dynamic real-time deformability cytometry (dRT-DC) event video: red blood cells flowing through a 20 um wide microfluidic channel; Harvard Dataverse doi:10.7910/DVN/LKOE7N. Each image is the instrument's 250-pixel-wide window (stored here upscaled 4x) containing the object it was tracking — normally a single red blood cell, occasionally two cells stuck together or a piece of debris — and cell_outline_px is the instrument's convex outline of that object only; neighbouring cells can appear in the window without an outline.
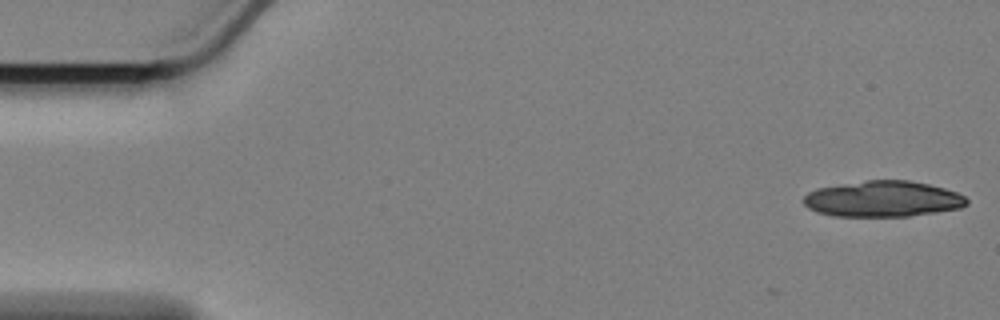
{"species": "Egyptian fruit bat (a non-hibernating species)", "species_latin": "Rousettus aegyptiacus", "temperature_condition": "cold", "stored_images_in_passage": 26, "camera_frame_rate_fps": 3000, "um_per_image_px": 0.085, "animal": {"sex": "female"}, "frame": {"image": 1, "passage_image": 1, "time_ms": 0.0, "image_size_px": [1000, 320], "cell_outline_px": [[968, 204], [960, 208], [936, 212], [908, 216], [832, 216], [816, 212], [808, 208], [804, 204], [804, 196], [808, 192], [816, 188], [868, 180], [908, 180], [928, 184], [944, 188], [956, 192], [964, 196], [968, 200]], "centroid_in_image_um": [75.03, 16.91], "position_along_channel_um": 10.0, "area_um2": 34.1}}
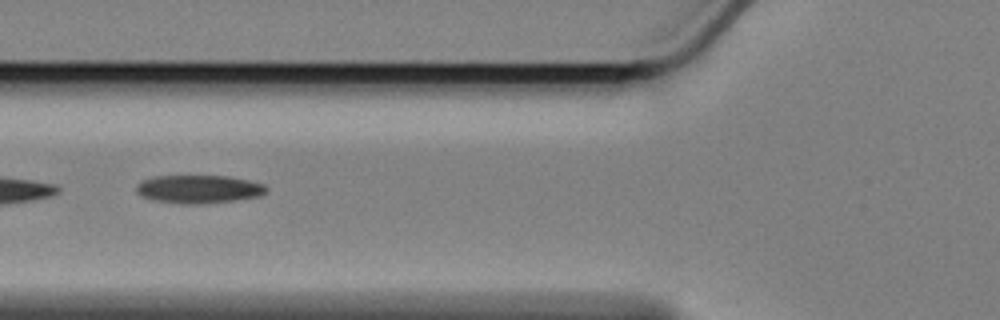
{"frame": {"image": 2, "passage_image": 21, "time_ms": 6.667, "image_size_px": [1000, 320], "cell_outline_px": [[268, 192], [260, 196], [236, 200], [200, 204], [180, 204], [152, 200], [140, 196], [136, 192], [136, 184], [140, 180], [152, 176], [228, 176], [248, 180], [264, 184], [268, 188]], "centroid_in_image_um": [16.86, 16.08], "position_along_channel_um": 108.9, "area_um2": 21.73}}